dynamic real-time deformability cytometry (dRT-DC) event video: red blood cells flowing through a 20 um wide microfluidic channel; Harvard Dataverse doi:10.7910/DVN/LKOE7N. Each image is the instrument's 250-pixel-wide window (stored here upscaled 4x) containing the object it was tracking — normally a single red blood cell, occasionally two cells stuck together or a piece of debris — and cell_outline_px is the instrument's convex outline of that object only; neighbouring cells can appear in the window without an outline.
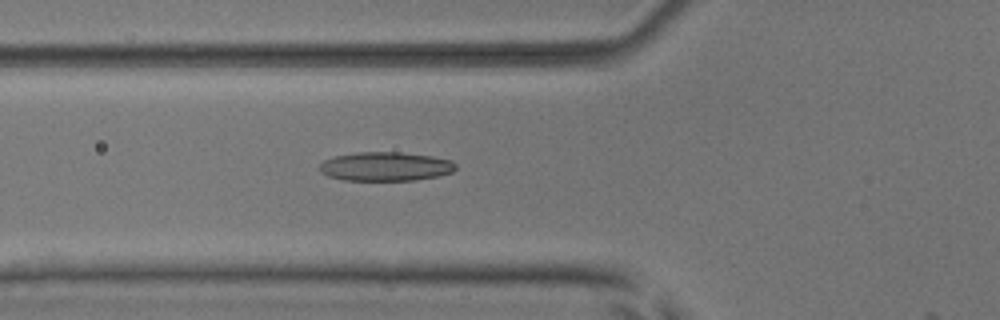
{"species": "common noctule bat (a hibernating species)", "species_latin": "Nyctalus noctula", "temperature_condition": "room temperature", "stored_images_in_passage": 21, "camera_frame_rate_fps": 3000, "um_per_image_px": 0.085, "animal": {"sex": "male", "body_mass_g": 17.9, "forearm_length_mm": 54.2}, "frame": {"image": 1, "passage_image": 20, "time_ms": 6.333, "image_size_px": [1000, 320], "cell_outline_px": [[456, 168], [452, 172], [440, 176], [416, 180], [344, 180], [328, 176], [320, 172], [320, 164], [324, 160], [336, 156], [356, 152], [400, 152], [432, 156], [452, 160], [456, 164]], "centroid_in_image_um": [32.8, 14.15], "position_along_channel_um": 93.0, "area_um2": 23.06}}